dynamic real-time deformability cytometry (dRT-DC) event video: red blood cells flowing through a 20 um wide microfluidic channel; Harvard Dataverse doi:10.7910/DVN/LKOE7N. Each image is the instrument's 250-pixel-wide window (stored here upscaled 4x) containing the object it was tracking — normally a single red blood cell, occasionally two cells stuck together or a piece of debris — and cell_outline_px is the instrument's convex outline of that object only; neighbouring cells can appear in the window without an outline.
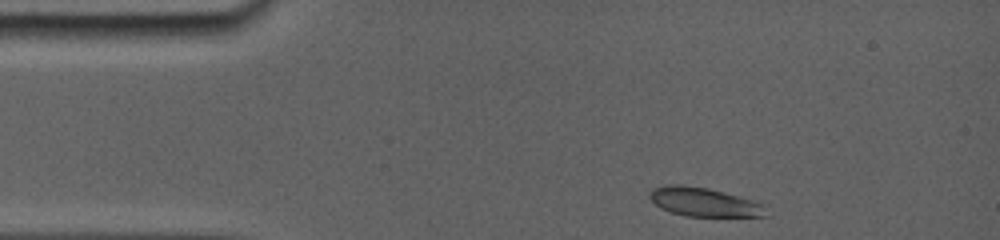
{"species": "common noctule bat (a hibernating species)", "species_latin": "Nyctalus noctula", "temperature_condition": "room temperature", "stored_images_in_passage": 53, "camera_frame_rate_fps": 5000, "um_per_image_px": 0.085, "animal": {"sex": "female", "body_mass_g": 19.0, "forearm_length_mm": 56.7}, "frame": {"image": 1, "passage_image": 1, "time_ms": 0.0, "image_size_px": [1000, 240], "cell_outline_px": [[768, 216], [684, 216], [660, 208], [648, 196], [648, 192], [652, 188], [668, 184], [680, 184], [708, 188], [756, 200], [760, 204]], "centroid_in_image_um": [59.79, 17.16], "position_along_channel_um": 25.2, "area_um2": 19.54}}
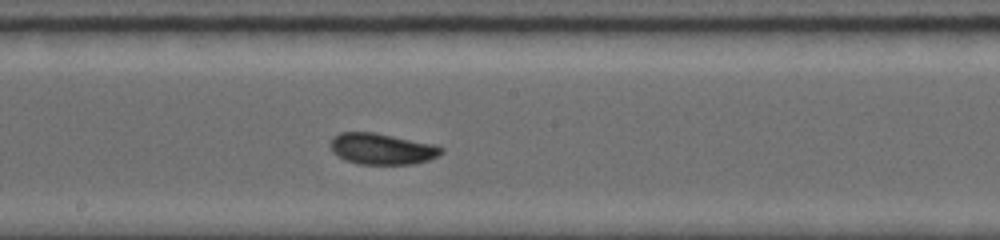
{"frame": {"image": 2, "passage_image": 30, "time_ms": 6.4, "image_size_px": [1000, 240], "cell_outline_px": [[444, 152], [428, 160], [412, 164], [360, 164], [344, 160], [332, 152], [332, 136], [340, 132], [372, 132], [432, 144], [444, 148]], "centroid_in_image_um": [32.44, 12.66], "position_along_channel_um": 215.8, "area_um2": 19.88}}
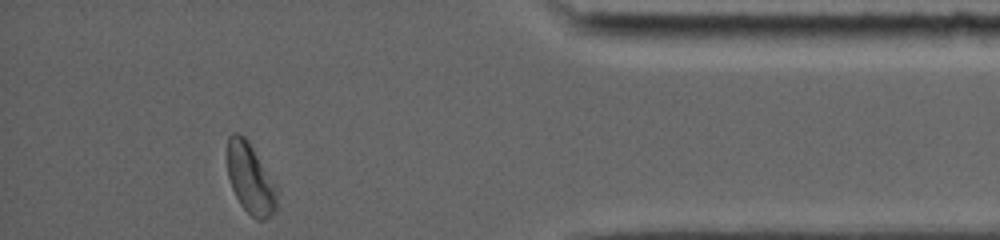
{"frame": {"image": 3, "passage_image": 53, "time_ms": 12.2, "image_size_px": [1000, 240], "cell_outline_px": [[276, 208], [264, 220], [256, 220], [240, 204], [232, 188], [228, 176], [228, 136], [232, 132], [236, 132], [244, 136], [248, 140], [276, 188]], "centroid_in_image_um": [21.24, 15.17], "position_along_channel_um": 414.0, "area_um2": 19.77}, "authors_computed_cell_mechanics": {"area_um2": 19.5942, "velocity_mm_per_s": 3.8364, "shape_relaxation_time_tau1_ms": 5.6513, "shape_relaxation_time_tau2_ms": 1.724, "deformation_change_tau1": 0.124, "deformation_change_tau2": 0.0505}}